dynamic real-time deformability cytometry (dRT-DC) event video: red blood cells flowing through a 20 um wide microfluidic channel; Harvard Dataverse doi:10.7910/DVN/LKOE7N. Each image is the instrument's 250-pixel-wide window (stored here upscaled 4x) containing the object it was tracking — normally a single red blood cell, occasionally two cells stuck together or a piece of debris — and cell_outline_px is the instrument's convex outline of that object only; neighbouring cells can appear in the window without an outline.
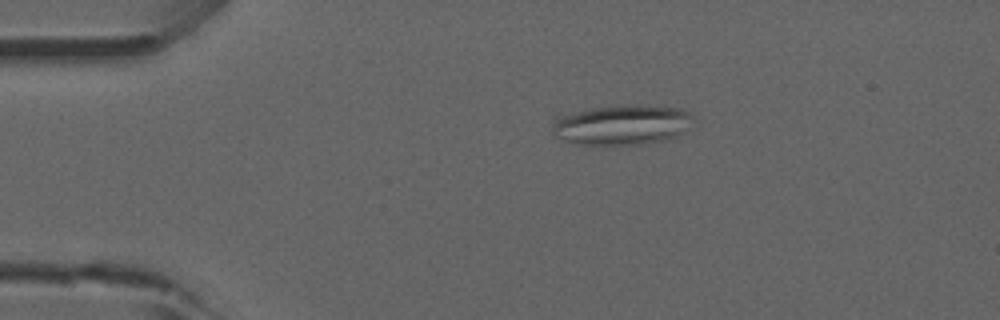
{"species": "common noctule bat (a hibernating species)", "species_latin": "Nyctalus noctula", "temperature_condition": "room temperature", "stored_images_in_passage": 54, "camera_frame_rate_fps": 3000, "um_per_image_px": 0.085, "animal": {"sex": "male", "forearm_length_mm": 52.5}, "frame": {"image": 1, "passage_image": 11, "time_ms": 3.333, "image_size_px": [1000, 320], "cell_outline_px": [[692, 116], [680, 132], [676, 136], [664, 140], [644, 144], [580, 144], [564, 140], [556, 136], [552, 132], [552, 116], [556, 112], [620, 104], [636, 104], [680, 108], [688, 112]], "centroid_in_image_um": [52.67, 10.56], "position_along_channel_um": 32.3, "area_um2": 33.35}}
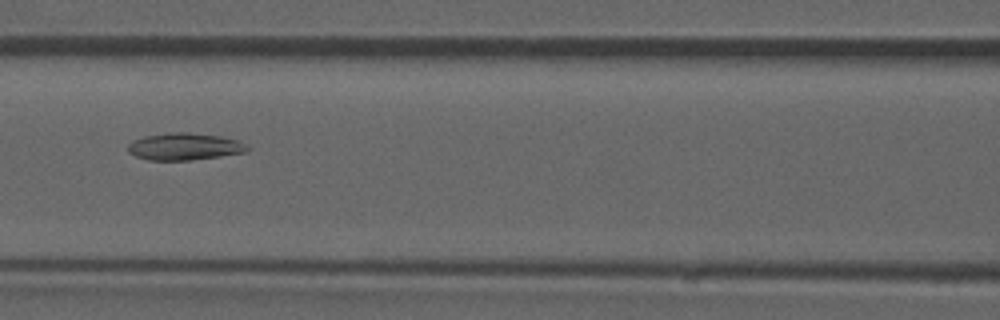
{"frame": {"image": 2, "passage_image": 24, "time_ms": 7.667, "image_size_px": [1000, 320], "cell_outline_px": [[252, 148], [248, 152], [192, 160], [148, 160], [136, 156], [128, 152], [128, 144], [132, 140], [144, 136], [172, 132], [188, 132], [220, 136], [240, 140]], "centroid_in_image_um": [15.72, 12.45], "position_along_channel_um": 150.9, "area_um2": 19.07}}
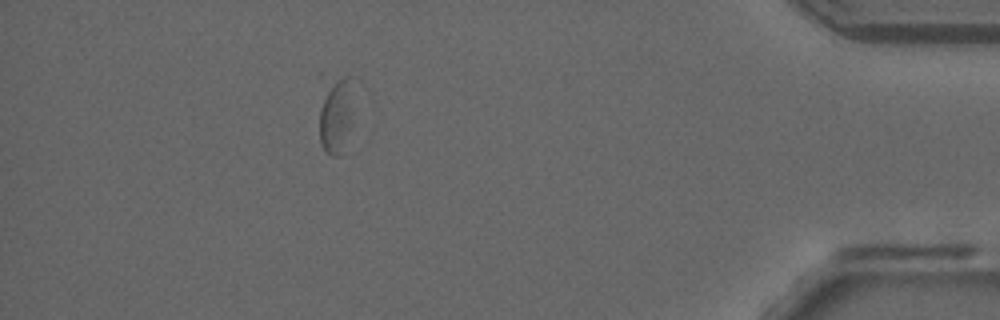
{"frame": {"image": 3, "passage_image": 48, "time_ms": 15.667, "image_size_px": [1000, 320], "cell_outline_px": [[364, 88], [352, 124], [340, 156], [332, 156], [324, 148], [320, 140], [320, 108], [328, 92], [336, 80], [344, 76], [356, 76], [360, 80]], "centroid_in_image_um": [28.85, 9.61], "position_along_channel_um": 406.4, "area_um2": 16.76}, "authors_computed_cell_mechanics": {"area_um2": 18.7272, "velocity_mm_per_s": 3.8339, "shape_relaxation_time_tau1_ms": null, "shape_relaxation_time_tau2_ms": 1.848, "deformation_change_tau1": null, "deformation_change_tau2": 0.0734}}